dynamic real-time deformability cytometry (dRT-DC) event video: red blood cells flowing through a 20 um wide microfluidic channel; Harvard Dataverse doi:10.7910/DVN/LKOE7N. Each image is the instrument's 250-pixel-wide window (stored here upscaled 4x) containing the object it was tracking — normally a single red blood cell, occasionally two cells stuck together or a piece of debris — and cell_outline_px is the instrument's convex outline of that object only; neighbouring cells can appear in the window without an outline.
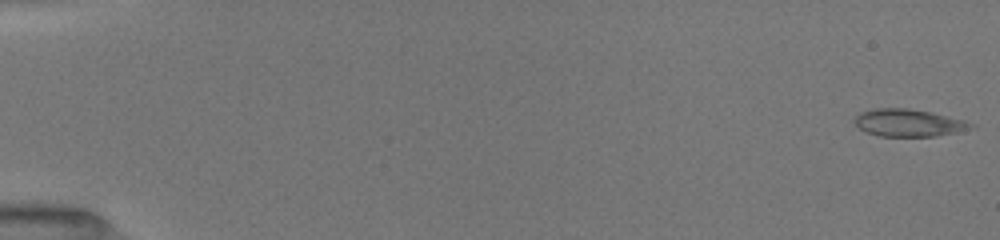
{"species": "common noctule bat (a hibernating species)", "species_latin": "Nyctalus noctula", "temperature_condition": "room temperature", "stored_images_in_passage": 32, "camera_frame_rate_fps": 3000, "um_per_image_px": 0.085, "animal": {"sex": "female", "body_mass_g": 19.5, "forearm_length_mm": 54.1}, "frame": {"image": 1, "passage_image": 1, "time_ms": 0.0, "image_size_px": [1000, 240], "cell_outline_px": [[976, 128], [936, 136], [880, 136], [868, 132], [860, 128], [852, 120], [860, 112], [876, 108], [908, 108], [932, 112], [964, 120], [976, 124]], "centroid_in_image_um": [77.27, 10.43], "position_along_channel_um": 7.7, "area_um2": 18.61}}
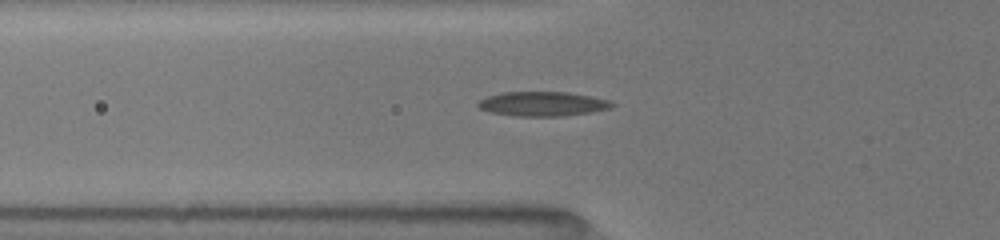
{"frame": {"image": 2, "passage_image": 28, "time_ms": 6.0, "image_size_px": [1000, 240], "cell_outline_px": [[616, 104], [612, 108], [592, 112], [560, 116], [516, 116], [488, 112], [480, 108], [476, 104], [480, 100], [488, 96], [500, 92], [568, 92], [608, 100]], "centroid_in_image_um": [46.11, 8.83], "position_along_channel_um": 79.7, "area_um2": 19.07}}
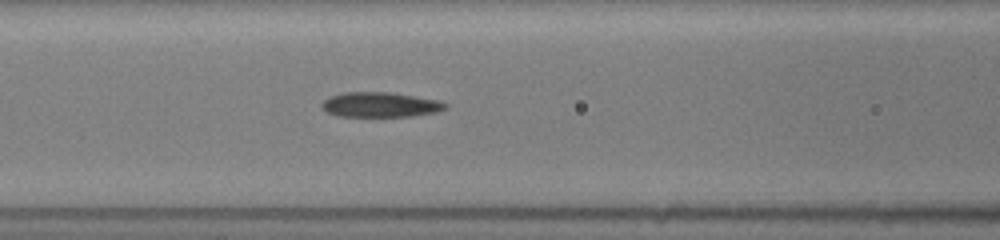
{"frame": {"image": 3, "passage_image": 32, "time_ms": 7.333, "image_size_px": [1000, 240], "cell_outline_px": [[448, 108], [436, 112], [412, 116], [336, 116], [324, 112], [320, 104], [328, 96], [344, 92], [392, 92], [440, 100], [448, 104]], "centroid_in_image_um": [32.3, 8.89], "position_along_channel_um": 134.3, "area_um2": 18.26}}